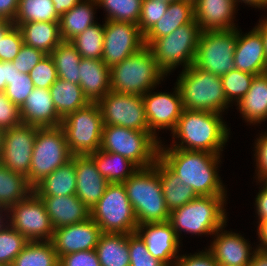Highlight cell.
<instances>
[{
  "label": "cell",
  "instance_id": "1",
  "mask_svg": "<svg viewBox=\"0 0 267 266\" xmlns=\"http://www.w3.org/2000/svg\"><path fill=\"white\" fill-rule=\"evenodd\" d=\"M221 157L222 154L206 151L159 148V158L197 196H227L226 187L217 171Z\"/></svg>",
  "mask_w": 267,
  "mask_h": 266
},
{
  "label": "cell",
  "instance_id": "2",
  "mask_svg": "<svg viewBox=\"0 0 267 266\" xmlns=\"http://www.w3.org/2000/svg\"><path fill=\"white\" fill-rule=\"evenodd\" d=\"M171 133L174 139L172 146L167 147L161 142L159 148H180L222 154L221 151L230 137V128L228 129L226 122L224 123L222 114L183 109ZM175 138L179 140L176 142Z\"/></svg>",
  "mask_w": 267,
  "mask_h": 266
},
{
  "label": "cell",
  "instance_id": "3",
  "mask_svg": "<svg viewBox=\"0 0 267 266\" xmlns=\"http://www.w3.org/2000/svg\"><path fill=\"white\" fill-rule=\"evenodd\" d=\"M226 196H197L189 203L170 212L169 222L179 241L183 232L213 235L226 225ZM225 204V205H224Z\"/></svg>",
  "mask_w": 267,
  "mask_h": 266
},
{
  "label": "cell",
  "instance_id": "4",
  "mask_svg": "<svg viewBox=\"0 0 267 266\" xmlns=\"http://www.w3.org/2000/svg\"><path fill=\"white\" fill-rule=\"evenodd\" d=\"M138 225L169 221L159 173L154 166L139 168L123 182Z\"/></svg>",
  "mask_w": 267,
  "mask_h": 266
},
{
  "label": "cell",
  "instance_id": "5",
  "mask_svg": "<svg viewBox=\"0 0 267 266\" xmlns=\"http://www.w3.org/2000/svg\"><path fill=\"white\" fill-rule=\"evenodd\" d=\"M175 83L183 109L223 114L230 107L220 76L191 65L182 69Z\"/></svg>",
  "mask_w": 267,
  "mask_h": 266
},
{
  "label": "cell",
  "instance_id": "6",
  "mask_svg": "<svg viewBox=\"0 0 267 266\" xmlns=\"http://www.w3.org/2000/svg\"><path fill=\"white\" fill-rule=\"evenodd\" d=\"M165 77L147 46L110 68L111 90L118 93L143 96Z\"/></svg>",
  "mask_w": 267,
  "mask_h": 266
},
{
  "label": "cell",
  "instance_id": "7",
  "mask_svg": "<svg viewBox=\"0 0 267 266\" xmlns=\"http://www.w3.org/2000/svg\"><path fill=\"white\" fill-rule=\"evenodd\" d=\"M161 141L151 132L104 125L100 149L122 155L139 168H148L153 166L159 157Z\"/></svg>",
  "mask_w": 267,
  "mask_h": 266
},
{
  "label": "cell",
  "instance_id": "8",
  "mask_svg": "<svg viewBox=\"0 0 267 266\" xmlns=\"http://www.w3.org/2000/svg\"><path fill=\"white\" fill-rule=\"evenodd\" d=\"M200 34L199 24L190 22L169 35L155 39L148 48L159 68L168 76L180 65L184 69L193 65Z\"/></svg>",
  "mask_w": 267,
  "mask_h": 266
},
{
  "label": "cell",
  "instance_id": "9",
  "mask_svg": "<svg viewBox=\"0 0 267 266\" xmlns=\"http://www.w3.org/2000/svg\"><path fill=\"white\" fill-rule=\"evenodd\" d=\"M60 126L73 156H87L100 149L104 123L98 103L69 113Z\"/></svg>",
  "mask_w": 267,
  "mask_h": 266
},
{
  "label": "cell",
  "instance_id": "10",
  "mask_svg": "<svg viewBox=\"0 0 267 266\" xmlns=\"http://www.w3.org/2000/svg\"><path fill=\"white\" fill-rule=\"evenodd\" d=\"M91 218L103 233L132 234L138 227L123 183H109L91 210Z\"/></svg>",
  "mask_w": 267,
  "mask_h": 266
},
{
  "label": "cell",
  "instance_id": "11",
  "mask_svg": "<svg viewBox=\"0 0 267 266\" xmlns=\"http://www.w3.org/2000/svg\"><path fill=\"white\" fill-rule=\"evenodd\" d=\"M72 157L61 126L38 127L28 183L34 187L44 177L68 163Z\"/></svg>",
  "mask_w": 267,
  "mask_h": 266
},
{
  "label": "cell",
  "instance_id": "12",
  "mask_svg": "<svg viewBox=\"0 0 267 266\" xmlns=\"http://www.w3.org/2000/svg\"><path fill=\"white\" fill-rule=\"evenodd\" d=\"M237 28L201 32L193 66L223 76L235 69Z\"/></svg>",
  "mask_w": 267,
  "mask_h": 266
},
{
  "label": "cell",
  "instance_id": "13",
  "mask_svg": "<svg viewBox=\"0 0 267 266\" xmlns=\"http://www.w3.org/2000/svg\"><path fill=\"white\" fill-rule=\"evenodd\" d=\"M7 220L29 241L52 240L54 227L43 201L34 192L8 209Z\"/></svg>",
  "mask_w": 267,
  "mask_h": 266
},
{
  "label": "cell",
  "instance_id": "14",
  "mask_svg": "<svg viewBox=\"0 0 267 266\" xmlns=\"http://www.w3.org/2000/svg\"><path fill=\"white\" fill-rule=\"evenodd\" d=\"M104 125L150 132L143 97L110 90L99 102Z\"/></svg>",
  "mask_w": 267,
  "mask_h": 266
},
{
  "label": "cell",
  "instance_id": "15",
  "mask_svg": "<svg viewBox=\"0 0 267 266\" xmlns=\"http://www.w3.org/2000/svg\"><path fill=\"white\" fill-rule=\"evenodd\" d=\"M144 34L135 23L105 20L101 60L111 68L145 47Z\"/></svg>",
  "mask_w": 267,
  "mask_h": 266
},
{
  "label": "cell",
  "instance_id": "16",
  "mask_svg": "<svg viewBox=\"0 0 267 266\" xmlns=\"http://www.w3.org/2000/svg\"><path fill=\"white\" fill-rule=\"evenodd\" d=\"M37 126L21 123L3 130L0 162L28 180Z\"/></svg>",
  "mask_w": 267,
  "mask_h": 266
},
{
  "label": "cell",
  "instance_id": "17",
  "mask_svg": "<svg viewBox=\"0 0 267 266\" xmlns=\"http://www.w3.org/2000/svg\"><path fill=\"white\" fill-rule=\"evenodd\" d=\"M173 89L172 94L171 92H152L155 89H151L142 96L149 131L157 139H160L157 130L170 129L172 132L175 129L183 111L182 99L177 85Z\"/></svg>",
  "mask_w": 267,
  "mask_h": 266
},
{
  "label": "cell",
  "instance_id": "18",
  "mask_svg": "<svg viewBox=\"0 0 267 266\" xmlns=\"http://www.w3.org/2000/svg\"><path fill=\"white\" fill-rule=\"evenodd\" d=\"M102 234L90 217L85 222L54 229L51 242L60 259L70 253L96 249Z\"/></svg>",
  "mask_w": 267,
  "mask_h": 266
},
{
  "label": "cell",
  "instance_id": "19",
  "mask_svg": "<svg viewBox=\"0 0 267 266\" xmlns=\"http://www.w3.org/2000/svg\"><path fill=\"white\" fill-rule=\"evenodd\" d=\"M136 233L142 238L150 255L167 266H174L179 257L180 241L169 221L138 225Z\"/></svg>",
  "mask_w": 267,
  "mask_h": 266
},
{
  "label": "cell",
  "instance_id": "20",
  "mask_svg": "<svg viewBox=\"0 0 267 266\" xmlns=\"http://www.w3.org/2000/svg\"><path fill=\"white\" fill-rule=\"evenodd\" d=\"M226 226L227 224L212 235L215 238L208 246V250L218 264L249 265L257 248L253 249L240 233L226 231Z\"/></svg>",
  "mask_w": 267,
  "mask_h": 266
},
{
  "label": "cell",
  "instance_id": "21",
  "mask_svg": "<svg viewBox=\"0 0 267 266\" xmlns=\"http://www.w3.org/2000/svg\"><path fill=\"white\" fill-rule=\"evenodd\" d=\"M237 28V42L234 50L235 69L253 75L264 74L267 60L260 33L253 27L248 33ZM243 33V34H242Z\"/></svg>",
  "mask_w": 267,
  "mask_h": 266
},
{
  "label": "cell",
  "instance_id": "22",
  "mask_svg": "<svg viewBox=\"0 0 267 266\" xmlns=\"http://www.w3.org/2000/svg\"><path fill=\"white\" fill-rule=\"evenodd\" d=\"M236 9L235 0H197L194 3L195 21L201 32L234 29Z\"/></svg>",
  "mask_w": 267,
  "mask_h": 266
},
{
  "label": "cell",
  "instance_id": "23",
  "mask_svg": "<svg viewBox=\"0 0 267 266\" xmlns=\"http://www.w3.org/2000/svg\"><path fill=\"white\" fill-rule=\"evenodd\" d=\"M20 118L22 123L37 127H56L62 122L50 91L45 88H34L20 107Z\"/></svg>",
  "mask_w": 267,
  "mask_h": 266
},
{
  "label": "cell",
  "instance_id": "24",
  "mask_svg": "<svg viewBox=\"0 0 267 266\" xmlns=\"http://www.w3.org/2000/svg\"><path fill=\"white\" fill-rule=\"evenodd\" d=\"M76 196L90 209L103 196L109 182L100 174L94 161L87 156H75Z\"/></svg>",
  "mask_w": 267,
  "mask_h": 266
},
{
  "label": "cell",
  "instance_id": "25",
  "mask_svg": "<svg viewBox=\"0 0 267 266\" xmlns=\"http://www.w3.org/2000/svg\"><path fill=\"white\" fill-rule=\"evenodd\" d=\"M43 201L54 229L85 222L91 210L76 196H38Z\"/></svg>",
  "mask_w": 267,
  "mask_h": 266
},
{
  "label": "cell",
  "instance_id": "26",
  "mask_svg": "<svg viewBox=\"0 0 267 266\" xmlns=\"http://www.w3.org/2000/svg\"><path fill=\"white\" fill-rule=\"evenodd\" d=\"M79 74V85L89 103H98L111 90L110 68L102 60L82 58Z\"/></svg>",
  "mask_w": 267,
  "mask_h": 266
},
{
  "label": "cell",
  "instance_id": "27",
  "mask_svg": "<svg viewBox=\"0 0 267 266\" xmlns=\"http://www.w3.org/2000/svg\"><path fill=\"white\" fill-rule=\"evenodd\" d=\"M194 21V3L186 0L169 3L164 16L144 34L145 45L148 47L155 39Z\"/></svg>",
  "mask_w": 267,
  "mask_h": 266
},
{
  "label": "cell",
  "instance_id": "28",
  "mask_svg": "<svg viewBox=\"0 0 267 266\" xmlns=\"http://www.w3.org/2000/svg\"><path fill=\"white\" fill-rule=\"evenodd\" d=\"M236 106L249 125H258L267 120V77L265 74L254 76L248 92Z\"/></svg>",
  "mask_w": 267,
  "mask_h": 266
},
{
  "label": "cell",
  "instance_id": "29",
  "mask_svg": "<svg viewBox=\"0 0 267 266\" xmlns=\"http://www.w3.org/2000/svg\"><path fill=\"white\" fill-rule=\"evenodd\" d=\"M75 156L33 187L37 196H68L76 194Z\"/></svg>",
  "mask_w": 267,
  "mask_h": 266
},
{
  "label": "cell",
  "instance_id": "30",
  "mask_svg": "<svg viewBox=\"0 0 267 266\" xmlns=\"http://www.w3.org/2000/svg\"><path fill=\"white\" fill-rule=\"evenodd\" d=\"M153 166L159 173L165 203L170 212L197 197L193 189L185 185L159 157Z\"/></svg>",
  "mask_w": 267,
  "mask_h": 266
},
{
  "label": "cell",
  "instance_id": "31",
  "mask_svg": "<svg viewBox=\"0 0 267 266\" xmlns=\"http://www.w3.org/2000/svg\"><path fill=\"white\" fill-rule=\"evenodd\" d=\"M23 42L45 54L51 52L62 42L59 22H26L18 26Z\"/></svg>",
  "mask_w": 267,
  "mask_h": 266
},
{
  "label": "cell",
  "instance_id": "32",
  "mask_svg": "<svg viewBox=\"0 0 267 266\" xmlns=\"http://www.w3.org/2000/svg\"><path fill=\"white\" fill-rule=\"evenodd\" d=\"M96 7V8H95ZM96 0H81L71 10L65 12L59 20L62 41H71L95 22Z\"/></svg>",
  "mask_w": 267,
  "mask_h": 266
},
{
  "label": "cell",
  "instance_id": "33",
  "mask_svg": "<svg viewBox=\"0 0 267 266\" xmlns=\"http://www.w3.org/2000/svg\"><path fill=\"white\" fill-rule=\"evenodd\" d=\"M88 156L94 161L100 174L109 183H123L139 169L131 160L117 153L98 149Z\"/></svg>",
  "mask_w": 267,
  "mask_h": 266
},
{
  "label": "cell",
  "instance_id": "34",
  "mask_svg": "<svg viewBox=\"0 0 267 266\" xmlns=\"http://www.w3.org/2000/svg\"><path fill=\"white\" fill-rule=\"evenodd\" d=\"M95 250L101 266H130L128 234L103 233Z\"/></svg>",
  "mask_w": 267,
  "mask_h": 266
},
{
  "label": "cell",
  "instance_id": "35",
  "mask_svg": "<svg viewBox=\"0 0 267 266\" xmlns=\"http://www.w3.org/2000/svg\"><path fill=\"white\" fill-rule=\"evenodd\" d=\"M58 115L63 119L69 113L85 107L89 101L77 83L57 78L49 88Z\"/></svg>",
  "mask_w": 267,
  "mask_h": 266
},
{
  "label": "cell",
  "instance_id": "36",
  "mask_svg": "<svg viewBox=\"0 0 267 266\" xmlns=\"http://www.w3.org/2000/svg\"><path fill=\"white\" fill-rule=\"evenodd\" d=\"M33 192L25 176L14 173L0 162V206L9 209Z\"/></svg>",
  "mask_w": 267,
  "mask_h": 266
},
{
  "label": "cell",
  "instance_id": "37",
  "mask_svg": "<svg viewBox=\"0 0 267 266\" xmlns=\"http://www.w3.org/2000/svg\"><path fill=\"white\" fill-rule=\"evenodd\" d=\"M50 55L54 60L58 78L80 83L79 66L82 57L70 41H62Z\"/></svg>",
  "mask_w": 267,
  "mask_h": 266
},
{
  "label": "cell",
  "instance_id": "38",
  "mask_svg": "<svg viewBox=\"0 0 267 266\" xmlns=\"http://www.w3.org/2000/svg\"><path fill=\"white\" fill-rule=\"evenodd\" d=\"M11 266H59L51 241H29Z\"/></svg>",
  "mask_w": 267,
  "mask_h": 266
},
{
  "label": "cell",
  "instance_id": "39",
  "mask_svg": "<svg viewBox=\"0 0 267 266\" xmlns=\"http://www.w3.org/2000/svg\"><path fill=\"white\" fill-rule=\"evenodd\" d=\"M52 0H19L15 26L26 22H59Z\"/></svg>",
  "mask_w": 267,
  "mask_h": 266
},
{
  "label": "cell",
  "instance_id": "40",
  "mask_svg": "<svg viewBox=\"0 0 267 266\" xmlns=\"http://www.w3.org/2000/svg\"><path fill=\"white\" fill-rule=\"evenodd\" d=\"M104 24L95 23L70 42L82 58L101 60L103 55Z\"/></svg>",
  "mask_w": 267,
  "mask_h": 266
},
{
  "label": "cell",
  "instance_id": "41",
  "mask_svg": "<svg viewBox=\"0 0 267 266\" xmlns=\"http://www.w3.org/2000/svg\"><path fill=\"white\" fill-rule=\"evenodd\" d=\"M104 8L105 20L129 22L138 25L143 0H96Z\"/></svg>",
  "mask_w": 267,
  "mask_h": 266
},
{
  "label": "cell",
  "instance_id": "42",
  "mask_svg": "<svg viewBox=\"0 0 267 266\" xmlns=\"http://www.w3.org/2000/svg\"><path fill=\"white\" fill-rule=\"evenodd\" d=\"M254 76L237 69L221 76L223 90L229 104L238 103L245 96Z\"/></svg>",
  "mask_w": 267,
  "mask_h": 266
},
{
  "label": "cell",
  "instance_id": "43",
  "mask_svg": "<svg viewBox=\"0 0 267 266\" xmlns=\"http://www.w3.org/2000/svg\"><path fill=\"white\" fill-rule=\"evenodd\" d=\"M28 242L22 234L7 224L0 230V263L11 266Z\"/></svg>",
  "mask_w": 267,
  "mask_h": 266
},
{
  "label": "cell",
  "instance_id": "44",
  "mask_svg": "<svg viewBox=\"0 0 267 266\" xmlns=\"http://www.w3.org/2000/svg\"><path fill=\"white\" fill-rule=\"evenodd\" d=\"M128 250L130 266H167L150 255L145 242L136 232L128 234Z\"/></svg>",
  "mask_w": 267,
  "mask_h": 266
},
{
  "label": "cell",
  "instance_id": "45",
  "mask_svg": "<svg viewBox=\"0 0 267 266\" xmlns=\"http://www.w3.org/2000/svg\"><path fill=\"white\" fill-rule=\"evenodd\" d=\"M34 88L29 74L21 73L10 80V84L6 85L3 93L13 104L20 108Z\"/></svg>",
  "mask_w": 267,
  "mask_h": 266
},
{
  "label": "cell",
  "instance_id": "46",
  "mask_svg": "<svg viewBox=\"0 0 267 266\" xmlns=\"http://www.w3.org/2000/svg\"><path fill=\"white\" fill-rule=\"evenodd\" d=\"M35 88L49 89L57 80L54 60L47 54L29 73Z\"/></svg>",
  "mask_w": 267,
  "mask_h": 266
},
{
  "label": "cell",
  "instance_id": "47",
  "mask_svg": "<svg viewBox=\"0 0 267 266\" xmlns=\"http://www.w3.org/2000/svg\"><path fill=\"white\" fill-rule=\"evenodd\" d=\"M168 3L159 0H143L139 29L145 34L153 25L157 23L165 14Z\"/></svg>",
  "mask_w": 267,
  "mask_h": 266
},
{
  "label": "cell",
  "instance_id": "48",
  "mask_svg": "<svg viewBox=\"0 0 267 266\" xmlns=\"http://www.w3.org/2000/svg\"><path fill=\"white\" fill-rule=\"evenodd\" d=\"M46 55L41 50L23 44L12 64L20 73L28 74Z\"/></svg>",
  "mask_w": 267,
  "mask_h": 266
},
{
  "label": "cell",
  "instance_id": "49",
  "mask_svg": "<svg viewBox=\"0 0 267 266\" xmlns=\"http://www.w3.org/2000/svg\"><path fill=\"white\" fill-rule=\"evenodd\" d=\"M23 37L20 29L14 26L1 40V61L12 62L23 46Z\"/></svg>",
  "mask_w": 267,
  "mask_h": 266
},
{
  "label": "cell",
  "instance_id": "50",
  "mask_svg": "<svg viewBox=\"0 0 267 266\" xmlns=\"http://www.w3.org/2000/svg\"><path fill=\"white\" fill-rule=\"evenodd\" d=\"M21 123L20 108L13 104L3 92L0 93V129H10Z\"/></svg>",
  "mask_w": 267,
  "mask_h": 266
},
{
  "label": "cell",
  "instance_id": "51",
  "mask_svg": "<svg viewBox=\"0 0 267 266\" xmlns=\"http://www.w3.org/2000/svg\"><path fill=\"white\" fill-rule=\"evenodd\" d=\"M59 266H101L95 249L78 251L62 256Z\"/></svg>",
  "mask_w": 267,
  "mask_h": 266
},
{
  "label": "cell",
  "instance_id": "52",
  "mask_svg": "<svg viewBox=\"0 0 267 266\" xmlns=\"http://www.w3.org/2000/svg\"><path fill=\"white\" fill-rule=\"evenodd\" d=\"M174 266H218L212 253L206 248L205 251H199L190 255H180Z\"/></svg>",
  "mask_w": 267,
  "mask_h": 266
},
{
  "label": "cell",
  "instance_id": "53",
  "mask_svg": "<svg viewBox=\"0 0 267 266\" xmlns=\"http://www.w3.org/2000/svg\"><path fill=\"white\" fill-rule=\"evenodd\" d=\"M254 157L256 161V180L258 181L262 176L267 175V132L259 135L254 143Z\"/></svg>",
  "mask_w": 267,
  "mask_h": 266
},
{
  "label": "cell",
  "instance_id": "54",
  "mask_svg": "<svg viewBox=\"0 0 267 266\" xmlns=\"http://www.w3.org/2000/svg\"><path fill=\"white\" fill-rule=\"evenodd\" d=\"M17 74H21L12 62L0 61V93L5 91L6 85L10 84V80Z\"/></svg>",
  "mask_w": 267,
  "mask_h": 266
},
{
  "label": "cell",
  "instance_id": "55",
  "mask_svg": "<svg viewBox=\"0 0 267 266\" xmlns=\"http://www.w3.org/2000/svg\"><path fill=\"white\" fill-rule=\"evenodd\" d=\"M261 189L259 190L258 194L255 198V208L258 217V224L262 221L267 219V190L260 186Z\"/></svg>",
  "mask_w": 267,
  "mask_h": 266
},
{
  "label": "cell",
  "instance_id": "56",
  "mask_svg": "<svg viewBox=\"0 0 267 266\" xmlns=\"http://www.w3.org/2000/svg\"><path fill=\"white\" fill-rule=\"evenodd\" d=\"M18 5L19 0H0V18L14 21L18 10Z\"/></svg>",
  "mask_w": 267,
  "mask_h": 266
},
{
  "label": "cell",
  "instance_id": "57",
  "mask_svg": "<svg viewBox=\"0 0 267 266\" xmlns=\"http://www.w3.org/2000/svg\"><path fill=\"white\" fill-rule=\"evenodd\" d=\"M81 0H52L55 12L61 17L65 12L71 10Z\"/></svg>",
  "mask_w": 267,
  "mask_h": 266
},
{
  "label": "cell",
  "instance_id": "58",
  "mask_svg": "<svg viewBox=\"0 0 267 266\" xmlns=\"http://www.w3.org/2000/svg\"><path fill=\"white\" fill-rule=\"evenodd\" d=\"M257 235L259 243L256 248L260 251L267 250V219L262 220L257 226Z\"/></svg>",
  "mask_w": 267,
  "mask_h": 266
},
{
  "label": "cell",
  "instance_id": "59",
  "mask_svg": "<svg viewBox=\"0 0 267 266\" xmlns=\"http://www.w3.org/2000/svg\"><path fill=\"white\" fill-rule=\"evenodd\" d=\"M254 28L260 33L262 37L267 60V16H264V19H259V23Z\"/></svg>",
  "mask_w": 267,
  "mask_h": 266
},
{
  "label": "cell",
  "instance_id": "60",
  "mask_svg": "<svg viewBox=\"0 0 267 266\" xmlns=\"http://www.w3.org/2000/svg\"><path fill=\"white\" fill-rule=\"evenodd\" d=\"M15 26L14 22L0 18V61H1V40L7 35V33Z\"/></svg>",
  "mask_w": 267,
  "mask_h": 266
},
{
  "label": "cell",
  "instance_id": "61",
  "mask_svg": "<svg viewBox=\"0 0 267 266\" xmlns=\"http://www.w3.org/2000/svg\"><path fill=\"white\" fill-rule=\"evenodd\" d=\"M248 266H267V254L257 249Z\"/></svg>",
  "mask_w": 267,
  "mask_h": 266
},
{
  "label": "cell",
  "instance_id": "62",
  "mask_svg": "<svg viewBox=\"0 0 267 266\" xmlns=\"http://www.w3.org/2000/svg\"><path fill=\"white\" fill-rule=\"evenodd\" d=\"M236 5H238L239 2H243L246 5H250L254 8H260L261 9H267V0H235Z\"/></svg>",
  "mask_w": 267,
  "mask_h": 266
},
{
  "label": "cell",
  "instance_id": "63",
  "mask_svg": "<svg viewBox=\"0 0 267 266\" xmlns=\"http://www.w3.org/2000/svg\"><path fill=\"white\" fill-rule=\"evenodd\" d=\"M5 216H6V218H5ZM6 219H8V209L3 208V207L0 206V230L3 229L8 224V220H6Z\"/></svg>",
  "mask_w": 267,
  "mask_h": 266
},
{
  "label": "cell",
  "instance_id": "64",
  "mask_svg": "<svg viewBox=\"0 0 267 266\" xmlns=\"http://www.w3.org/2000/svg\"><path fill=\"white\" fill-rule=\"evenodd\" d=\"M258 183L262 184V186L267 190V175L262 176L259 180Z\"/></svg>",
  "mask_w": 267,
  "mask_h": 266
},
{
  "label": "cell",
  "instance_id": "65",
  "mask_svg": "<svg viewBox=\"0 0 267 266\" xmlns=\"http://www.w3.org/2000/svg\"><path fill=\"white\" fill-rule=\"evenodd\" d=\"M2 135H3V130L0 129V152H1V146H2Z\"/></svg>",
  "mask_w": 267,
  "mask_h": 266
},
{
  "label": "cell",
  "instance_id": "66",
  "mask_svg": "<svg viewBox=\"0 0 267 266\" xmlns=\"http://www.w3.org/2000/svg\"><path fill=\"white\" fill-rule=\"evenodd\" d=\"M218 266H248V265H230V264H218Z\"/></svg>",
  "mask_w": 267,
  "mask_h": 266
},
{
  "label": "cell",
  "instance_id": "67",
  "mask_svg": "<svg viewBox=\"0 0 267 266\" xmlns=\"http://www.w3.org/2000/svg\"><path fill=\"white\" fill-rule=\"evenodd\" d=\"M159 1H163V2H166V3H172V2H177L179 0H159Z\"/></svg>",
  "mask_w": 267,
  "mask_h": 266
},
{
  "label": "cell",
  "instance_id": "68",
  "mask_svg": "<svg viewBox=\"0 0 267 266\" xmlns=\"http://www.w3.org/2000/svg\"><path fill=\"white\" fill-rule=\"evenodd\" d=\"M186 1H190L192 3H195L197 0H186Z\"/></svg>",
  "mask_w": 267,
  "mask_h": 266
}]
</instances>
